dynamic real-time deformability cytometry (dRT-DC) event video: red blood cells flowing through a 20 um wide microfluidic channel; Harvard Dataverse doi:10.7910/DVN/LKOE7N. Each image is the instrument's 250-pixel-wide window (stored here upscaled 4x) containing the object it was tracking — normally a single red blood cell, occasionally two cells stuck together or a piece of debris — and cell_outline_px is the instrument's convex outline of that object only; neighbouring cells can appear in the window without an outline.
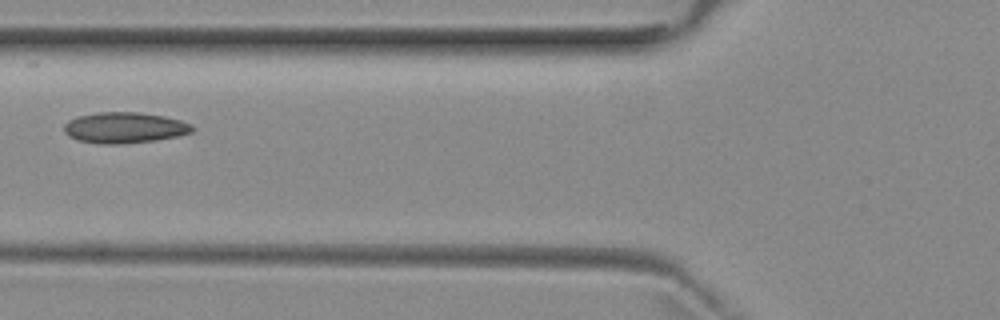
{"species": "common noctule bat (a hibernating species)", "species_latin": "Nyctalus noctula", "temperature_condition": "room temperature", "stored_images_in_passage": 6, "camera_frame_rate_fps": 3000, "um_per_image_px": 0.085, "animal": {"sex": "female", "body_mass_g": 29.2, "forearm_length_mm": 56.3}, "frame": {"image": 1, "passage_image": 4, "time_ms": 4.667, "image_size_px": [1000, 320], "cell_outline_px": [[196, 128], [192, 132], [176, 136], [152, 140], [120, 144], [100, 144], [76, 140], [68, 136], [64, 132], [64, 124], [68, 120], [76, 116], [96, 112], [136, 112], [164, 116], [180, 120], [192, 124]], "centroid_in_image_um": [10.54, 10.85], "position_along_channel_um": 115.3, "area_um2": 23.18}}
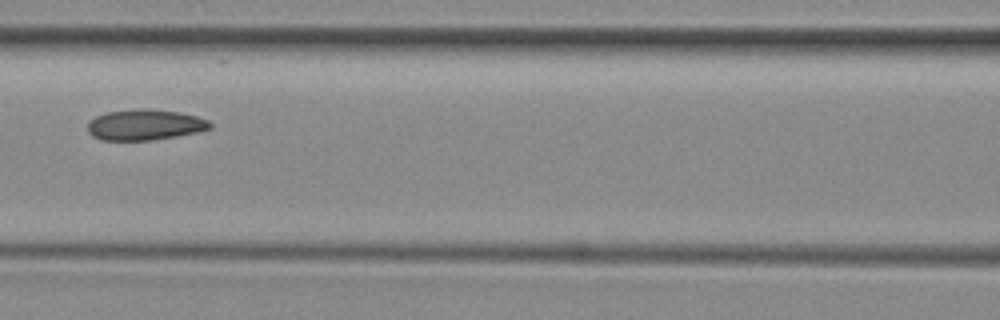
{"frame": {"image": 2, "passage_image": 5, "time_ms": 5.667, "image_size_px": [1000, 320], "cell_outline_px": [[212, 128], [196, 132], [176, 136], [152, 140], [100, 140], [92, 136], [88, 132], [88, 124], [96, 116], [108, 112], [140, 108], [144, 108], [180, 112], [196, 116], [208, 120], [212, 124]], "centroid_in_image_um": [12.32, 10.61], "position_along_channel_um": 154.3, "area_um2": 21.85}}
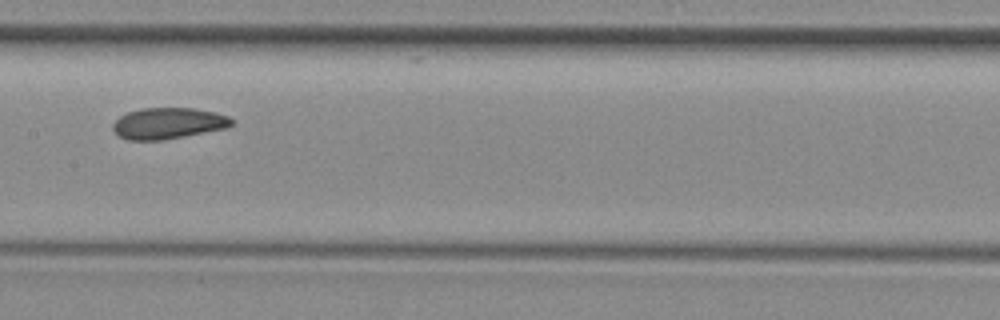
{"frame": {"image": 3, "passage_image": 6, "time_ms": 6.667, "image_size_px": [1000, 320], "cell_outline_px": [[236, 124], [228, 128], [160, 140], [128, 140], [120, 136], [112, 128], [112, 124], [120, 116], [128, 112], [140, 108], [196, 108], [216, 112], [228, 116], [236, 120]], "centroid_in_image_um": [14.36, 10.47], "position_along_channel_um": 193.0, "area_um2": 21.73}}